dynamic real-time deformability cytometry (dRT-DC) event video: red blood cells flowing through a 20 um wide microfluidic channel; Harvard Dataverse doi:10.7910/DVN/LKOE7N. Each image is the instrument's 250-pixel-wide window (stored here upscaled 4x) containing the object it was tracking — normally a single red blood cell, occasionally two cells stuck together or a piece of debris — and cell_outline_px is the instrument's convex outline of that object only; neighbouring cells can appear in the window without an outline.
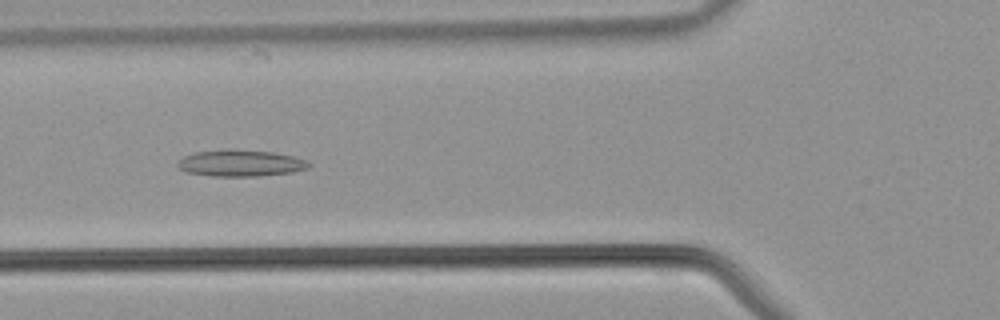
{"species": "common noctule bat (a hibernating species)", "species_latin": "Nyctalus noctula", "temperature_condition": "warm", "stored_images_in_passage": 32, "camera_frame_rate_fps": 3000, "um_per_image_px": 0.085, "animal": {"sex": "male", "body_mass_g": 21.5, "forearm_length_mm": 52.0}, "frame": {"image": 1, "passage_image": 5, "time_ms": 1.333, "image_size_px": [1000, 320], "cell_outline_px": [[312, 164], [308, 168], [292, 172], [260, 176], [212, 176], [184, 172], [176, 164], [184, 156], [196, 152], [272, 152], [292, 156], [308, 160]], "centroid_in_image_um": [20.49, 13.92], "position_along_channel_um": 105.3, "area_um2": 19.36}}
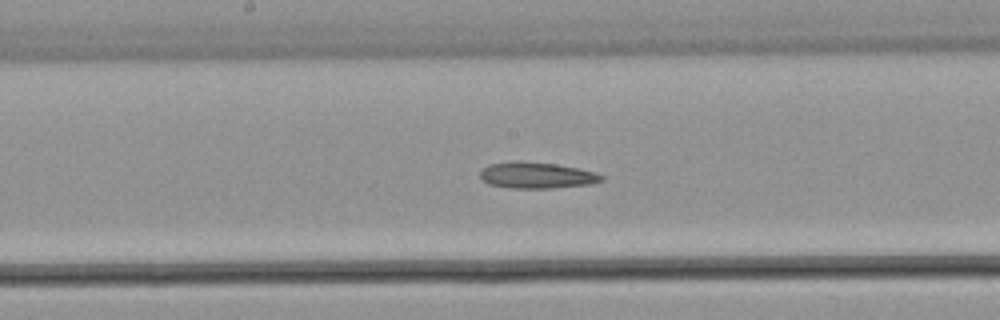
{"frame": {"image": 2, "passage_image": 11, "time_ms": 3.333, "image_size_px": [1000, 320], "cell_outline_px": [[604, 180], [592, 184], [552, 188], [508, 188], [488, 184], [480, 180], [480, 172], [488, 164], [516, 160], [556, 164], [580, 168], [596, 172], [604, 176]], "centroid_in_image_um": [45.61, 14.9], "position_along_channel_um": 202.6, "area_um2": 18.9}}
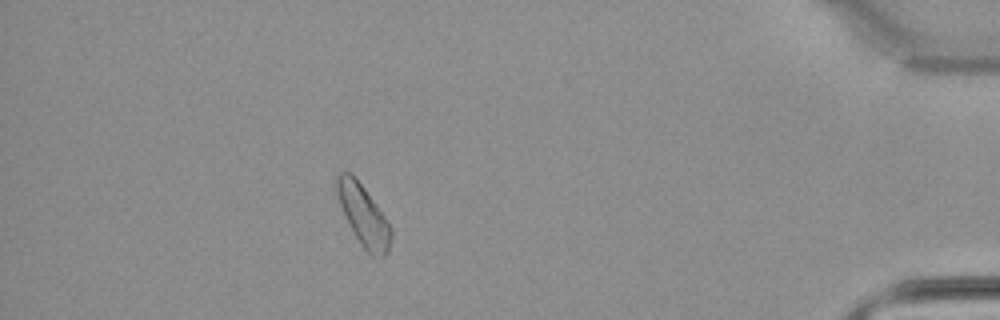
{"frame": {"image": 3, "passage_image": 27, "time_ms": 8.667, "image_size_px": [1000, 320], "cell_outline_px": [[392, 236], [388, 252], [384, 256], [372, 256], [360, 244], [340, 204], [336, 192], [336, 176], [340, 172], [348, 172], [364, 188], [388, 220], [392, 228]], "centroid_in_image_um": [30.93, 18.33], "position_along_channel_um": 404.3, "area_um2": 18.73}}